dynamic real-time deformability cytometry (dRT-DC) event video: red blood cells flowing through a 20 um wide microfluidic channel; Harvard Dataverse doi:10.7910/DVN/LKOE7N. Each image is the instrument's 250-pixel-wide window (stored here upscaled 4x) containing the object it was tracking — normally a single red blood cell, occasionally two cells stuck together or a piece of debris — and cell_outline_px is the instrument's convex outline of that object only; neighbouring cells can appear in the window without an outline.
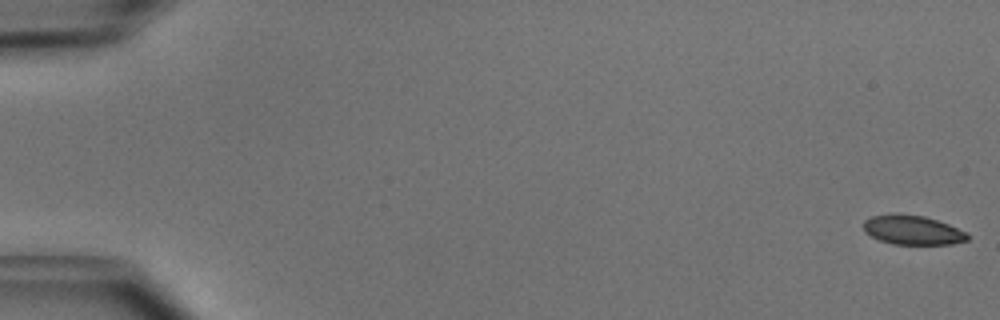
{"species": "common noctule bat (a hibernating species)", "species_latin": "Nyctalus noctula", "temperature_condition": "cold", "stored_images_in_passage": 49, "camera_frame_rate_fps": 3000, "um_per_image_px": 0.085, "animal": {"sex": "male", "body_mass_g": 15.6}, "frame": {"image": 1, "passage_image": 1, "time_ms": 0.0, "image_size_px": [1000, 320], "cell_outline_px": [[968, 240], [952, 244], [892, 244], [880, 240], [864, 232], [864, 220], [872, 216], [892, 212], [924, 216], [948, 224], [968, 232]], "centroid_in_image_um": [77.56, 19.54], "position_along_channel_um": 7.4, "area_um2": 17.92}}
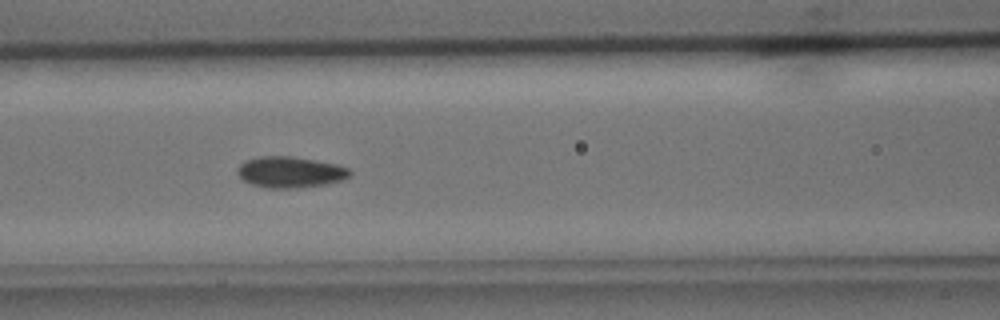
{"frame": {"image": 2, "passage_image": 23, "time_ms": 7.333, "image_size_px": [1000, 320], "cell_outline_px": [[352, 176], [344, 180], [324, 184], [292, 188], [268, 188], [252, 184], [244, 180], [236, 172], [236, 168], [244, 160], [260, 156], [292, 156], [316, 160], [336, 164], [348, 168], [352, 172]], "centroid_in_image_um": [24.67, 14.62], "position_along_channel_um": 141.9, "area_um2": 20.46}}
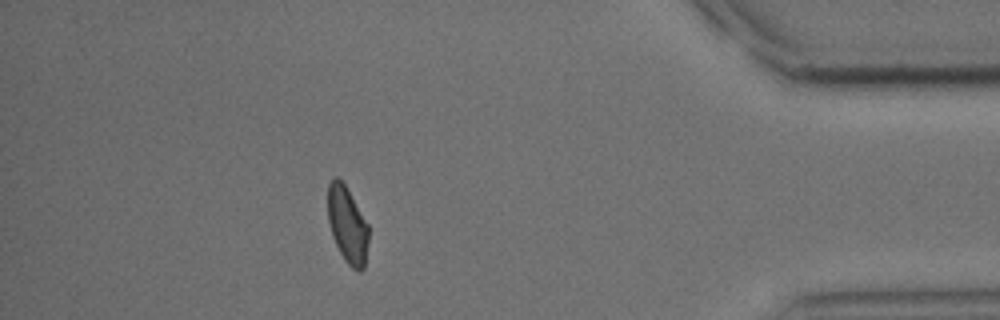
{"frame": {"image": 3, "passage_image": 46, "time_ms": 15.0, "image_size_px": [1000, 320], "cell_outline_px": [[368, 240], [364, 268], [360, 272], [352, 268], [344, 260], [332, 236], [328, 220], [328, 184], [336, 176], [344, 184], [368, 224]], "centroid_in_image_um": [29.52, 19.14], "position_along_channel_um": 405.7, "area_um2": 17.92}}